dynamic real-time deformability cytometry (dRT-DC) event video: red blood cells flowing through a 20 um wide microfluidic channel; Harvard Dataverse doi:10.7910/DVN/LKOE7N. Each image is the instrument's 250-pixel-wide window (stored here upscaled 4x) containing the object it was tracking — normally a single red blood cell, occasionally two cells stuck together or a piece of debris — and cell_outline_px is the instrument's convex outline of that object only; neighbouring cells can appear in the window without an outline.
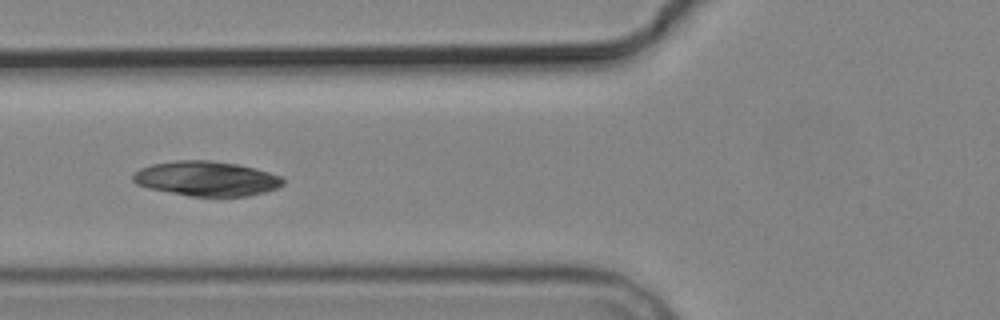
{"species": "common noctule bat (a hibernating species)", "species_latin": "Nyctalus noctula", "temperature_condition": "cold", "stored_images_in_passage": 7, "camera_frame_rate_fps": 3000, "um_per_image_px": 0.085, "animal": {"sex": "male", "body_mass_g": 19.2, "forearm_length_mm": 51.8}, "frame": {"image": 1, "passage_image": 5, "time_ms": 5.667, "image_size_px": [1000, 320], "cell_outline_px": [[284, 184], [276, 188], [264, 192], [248, 196], [188, 196], [148, 188], [136, 184], [132, 180], [132, 176], [140, 168], [152, 164], [176, 160], [208, 160], [236, 164], [256, 168], [280, 176], [284, 180]], "centroid_in_image_um": [17.53, 15.18], "position_along_channel_um": 108.3, "area_um2": 30.35}}
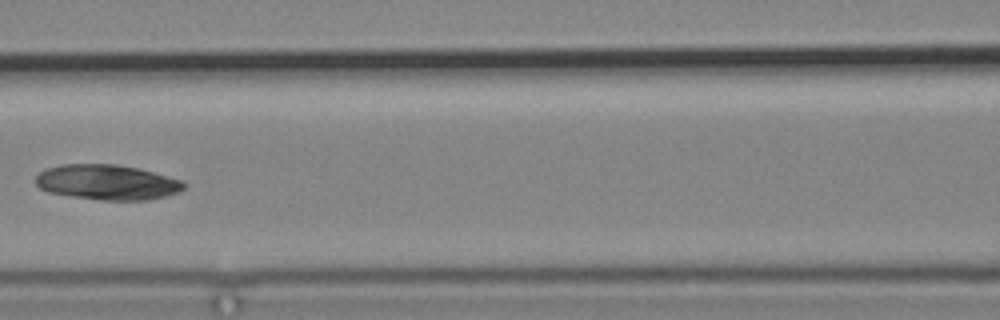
{"frame": {"image": 2, "passage_image": 6, "time_ms": 7.0, "image_size_px": [1000, 320], "cell_outline_px": [[188, 184], [180, 192], [148, 200], [100, 200], [72, 196], [48, 192], [40, 188], [36, 184], [36, 176], [40, 172], [48, 168], [60, 164], [116, 164], [140, 168], [184, 180]], "centroid_in_image_um": [9.16, 15.48], "position_along_channel_um": 157.4, "area_um2": 30.63}}
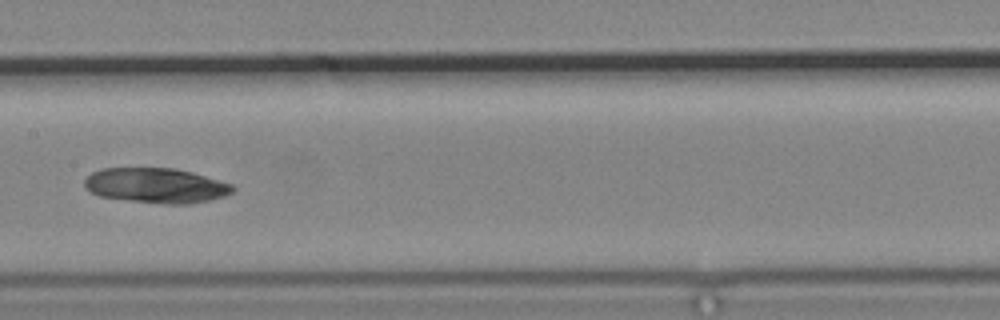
{"frame": {"image": 3, "passage_image": 7, "time_ms": 8.0, "image_size_px": [1000, 320], "cell_outline_px": [[236, 188], [232, 192], [224, 196], [208, 200], [188, 204], [164, 204], [100, 196], [84, 188], [84, 180], [92, 172], [100, 168], [172, 168], [192, 172], [232, 184]], "centroid_in_image_um": [13.26, 15.76], "position_along_channel_um": 194.1, "area_um2": 30.06}}